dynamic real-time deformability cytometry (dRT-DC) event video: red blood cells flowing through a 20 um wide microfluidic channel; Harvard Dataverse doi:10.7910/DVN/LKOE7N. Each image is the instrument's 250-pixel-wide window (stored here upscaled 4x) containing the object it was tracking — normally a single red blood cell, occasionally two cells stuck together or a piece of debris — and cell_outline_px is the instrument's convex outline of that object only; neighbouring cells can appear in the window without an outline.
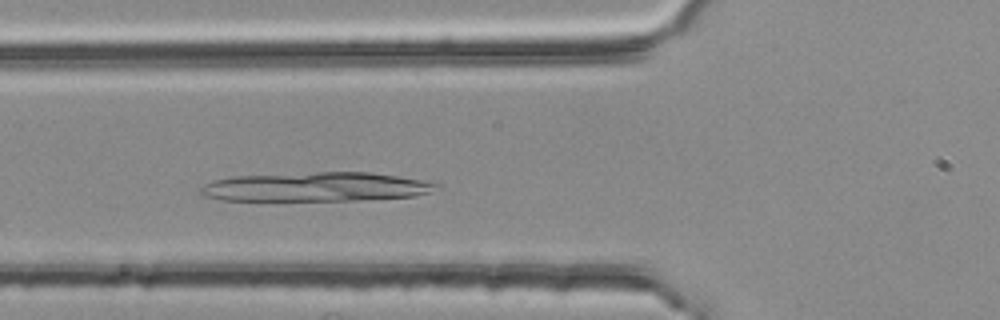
{"species": "common noctule bat (a hibernating species)", "species_latin": "Nyctalus noctula", "temperature_condition": "room temperature", "stored_images_in_passage": 42, "camera_frame_rate_fps": 3000, "um_per_image_px": 0.085, "animal": {"sex": "female", "body_mass_g": 25.1}, "frame": {"image": 1, "passage_image": 12, "time_ms": 3.667, "image_size_px": [1000, 320], "cell_outline_px": [[440, 184], [432, 192], [416, 196], [356, 200], [220, 200], [204, 196], [196, 192], [204, 184], [212, 180], [232, 176], [316, 172], [368, 172], [424, 180]], "centroid_in_image_um": [26.81, 15.88], "position_along_channel_um": 99.0, "area_um2": 40.17}}
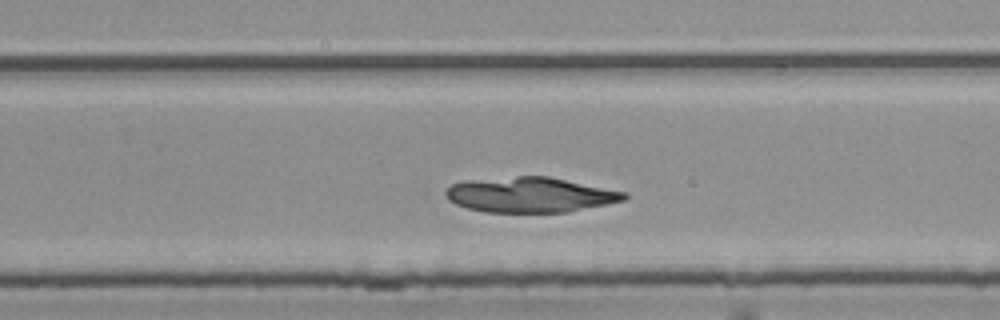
{"frame": {"image": 2, "passage_image": 27, "time_ms": 8.667, "image_size_px": [1000, 320], "cell_outline_px": [[628, 196], [624, 200], [568, 212], [484, 212], [468, 208], [456, 204], [448, 200], [444, 196], [444, 192], [452, 184], [464, 180], [516, 176], [548, 176], [628, 192]], "centroid_in_image_um": [45.04, 16.55], "position_along_channel_um": 284.8, "area_um2": 36.7}}
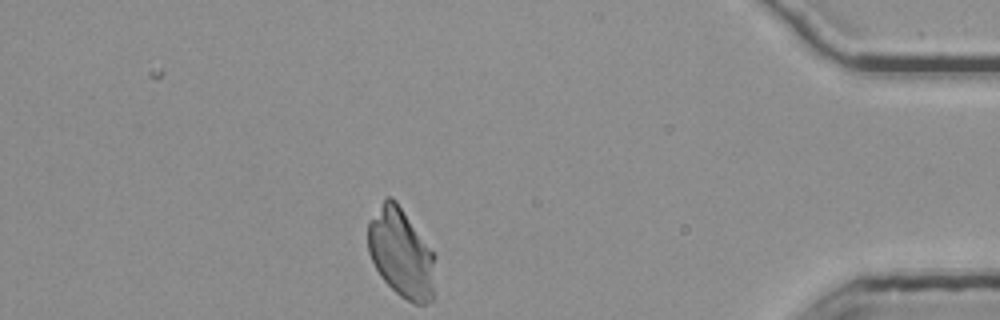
{"frame": {"image": 3, "passage_image": 40, "time_ms": 13.0, "image_size_px": [1000, 320], "cell_outline_px": [[436, 256], [432, 300], [428, 304], [416, 304], [400, 296], [380, 276], [368, 252], [368, 220], [384, 200], [388, 196], [392, 196], [396, 200]], "centroid_in_image_um": [34.1, 21.51], "position_along_channel_um": 401.1, "area_um2": 34.74}}